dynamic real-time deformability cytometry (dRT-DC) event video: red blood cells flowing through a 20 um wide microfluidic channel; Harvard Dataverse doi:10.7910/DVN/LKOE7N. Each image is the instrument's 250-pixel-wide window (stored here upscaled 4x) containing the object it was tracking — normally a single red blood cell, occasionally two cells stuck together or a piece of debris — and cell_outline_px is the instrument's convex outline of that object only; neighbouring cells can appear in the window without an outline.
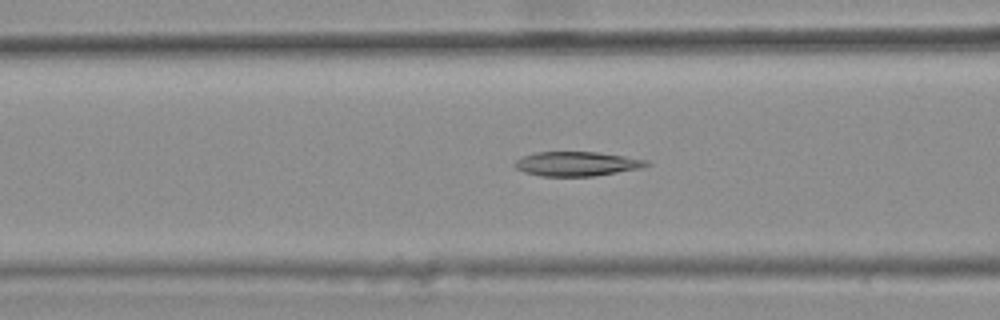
{"species": "common noctule bat (a hibernating species)", "species_latin": "Nyctalus noctula", "temperature_condition": "warm", "stored_images_in_passage": 30, "camera_frame_rate_fps": 3000, "um_per_image_px": 0.085, "animal": {"sex": "female", "body_mass_g": 25.1}, "frame": {"image": 1, "passage_image": 5, "time_ms": 1.333, "image_size_px": [1000, 320], "cell_outline_px": [[652, 164], [640, 168], [592, 176], [540, 176], [524, 172], [516, 168], [512, 164], [520, 156], [536, 152], [596, 152], [624, 156], [648, 160]], "centroid_in_image_um": [48.98, 13.92], "position_along_channel_um": 117.6, "area_um2": 18.73}}
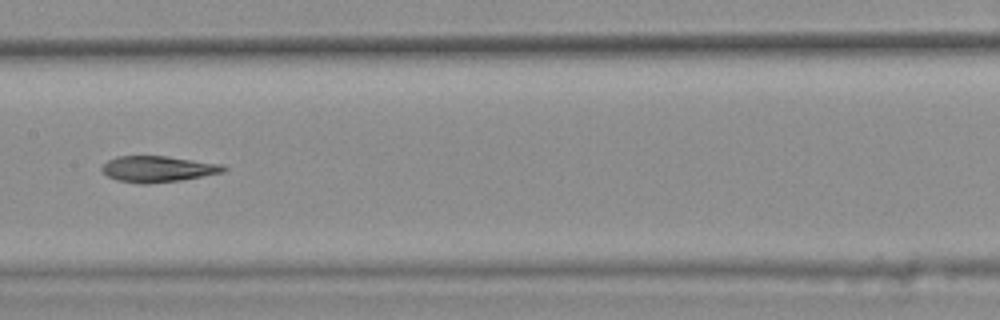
{"frame": {"image": 2, "passage_image": 11, "time_ms": 3.333, "image_size_px": [1000, 320], "cell_outline_px": [[228, 168], [224, 172], [180, 180], [148, 184], [140, 184], [116, 180], [108, 176], [100, 168], [108, 160], [116, 156], [168, 156], [224, 164]], "centroid_in_image_um": [13.44, 14.36], "position_along_channel_um": 194.0, "area_um2": 18.61}}
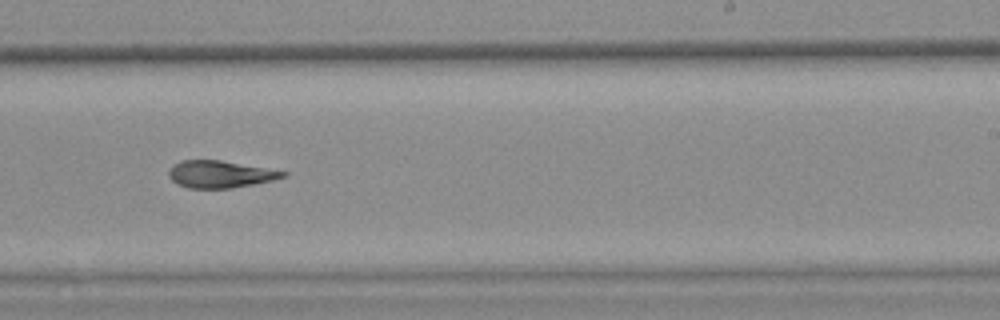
{"frame": {"image": 3, "passage_image": 17, "time_ms": 5.333, "image_size_px": [1000, 320], "cell_outline_px": [[288, 176], [272, 180], [252, 184], [228, 188], [188, 188], [176, 184], [168, 176], [168, 172], [172, 164], [180, 160], [220, 160], [288, 172]], "centroid_in_image_um": [18.66, 14.8], "position_along_channel_um": 270.3, "area_um2": 17.98}, "authors_computed_cell_mechanics": {"area_um2": 18.6983, "velocity_mm_per_s": 3.8313, "shape_relaxation_time_tau1_ms": null, "shape_relaxation_time_tau2_ms": 4.6998, "deformation_change_tau1": null, "deformation_change_tau2": 0.1466}}